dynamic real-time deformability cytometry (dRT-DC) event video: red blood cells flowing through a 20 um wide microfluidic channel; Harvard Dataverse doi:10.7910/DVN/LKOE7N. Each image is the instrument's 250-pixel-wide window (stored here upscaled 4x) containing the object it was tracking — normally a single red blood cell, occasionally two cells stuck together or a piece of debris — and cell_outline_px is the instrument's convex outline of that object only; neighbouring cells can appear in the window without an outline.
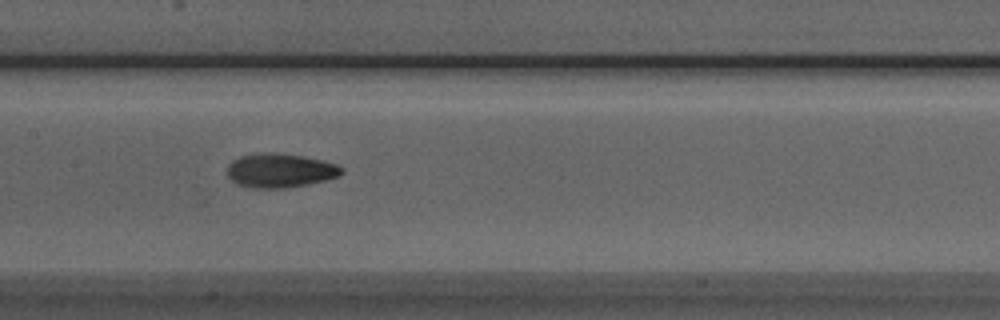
{"species": "Egyptian fruit bat (a non-hibernating species)", "species_latin": "Rousettus aegyptiacus", "temperature_condition": "room temperature", "stored_images_in_passage": 9, "camera_frame_rate_fps": 3000, "um_per_image_px": 0.085, "animal": {"sex": "male"}, "frame": {"image": 1, "passage_image": 7, "time_ms": 7.667, "image_size_px": [1000, 320], "cell_outline_px": [[344, 172], [340, 176], [308, 184], [288, 188], [252, 188], [236, 184], [228, 176], [228, 164], [232, 160], [240, 156], [304, 156], [336, 164], [344, 168]], "centroid_in_image_um": [23.85, 14.56], "position_along_channel_um": 183.6, "area_um2": 21.79}}
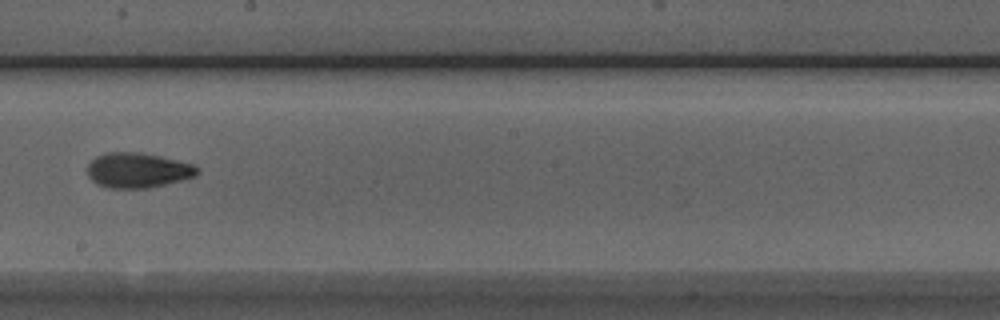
{"frame": {"image": 2, "passage_image": 8, "time_ms": 9.0, "image_size_px": [1000, 320], "cell_outline_px": [[200, 172], [196, 176], [148, 188], [108, 188], [96, 184], [88, 176], [88, 164], [96, 156], [108, 152], [140, 152], [160, 156], [192, 164], [200, 168]], "centroid_in_image_um": [11.7, 14.47], "position_along_channel_um": 236.5, "area_um2": 22.43}}
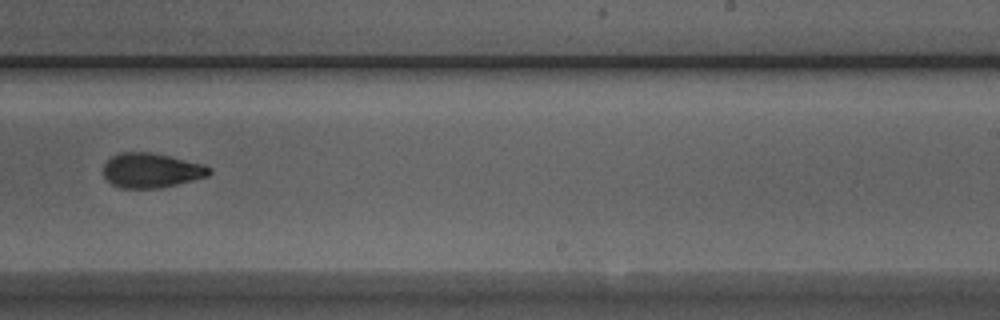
{"frame": {"image": 3, "passage_image": 9, "time_ms": 10.0, "image_size_px": [1000, 320], "cell_outline_px": [[212, 172], [208, 176], [160, 188], [120, 188], [112, 184], [104, 176], [104, 164], [112, 156], [120, 152], [148, 152], [168, 156], [204, 164], [212, 168]], "centroid_in_image_um": [12.87, 14.48], "position_along_channel_um": 276.1, "area_um2": 21.27}}